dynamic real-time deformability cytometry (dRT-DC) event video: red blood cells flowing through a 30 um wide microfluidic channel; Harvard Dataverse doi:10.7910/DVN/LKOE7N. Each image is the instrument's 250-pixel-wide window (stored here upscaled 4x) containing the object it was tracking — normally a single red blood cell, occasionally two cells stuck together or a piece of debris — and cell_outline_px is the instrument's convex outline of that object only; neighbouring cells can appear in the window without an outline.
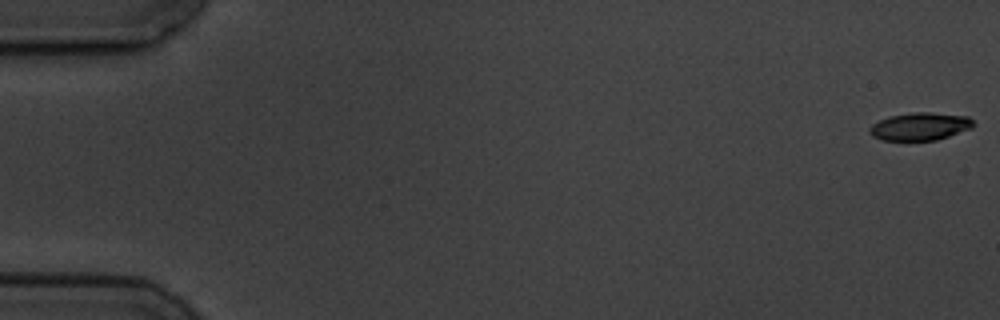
{"species": "common noctule bat (a hibernating species)", "species_latin": "Nyctalus noctula", "temperature_condition": "cold", "stored_images_in_passage": 7, "camera_frame_rate_fps": 3000, "um_per_image_px": 0.085, "animal": {"sex": "male", "body_mass_g": 19.5, "forearm_length_mm": 54.6}, "frame": {"image": 1, "passage_image": 1, "time_ms": 0.0, "image_size_px": [1000, 320], "cell_outline_px": [[976, 124], [972, 128], [936, 140], [880, 140], [872, 136], [868, 132], [868, 128], [872, 124], [888, 116], [912, 112], [928, 112], [968, 116]], "centroid_in_image_um": [78.18, 10.74], "position_along_channel_um": 6.8, "area_um2": 16.88}}
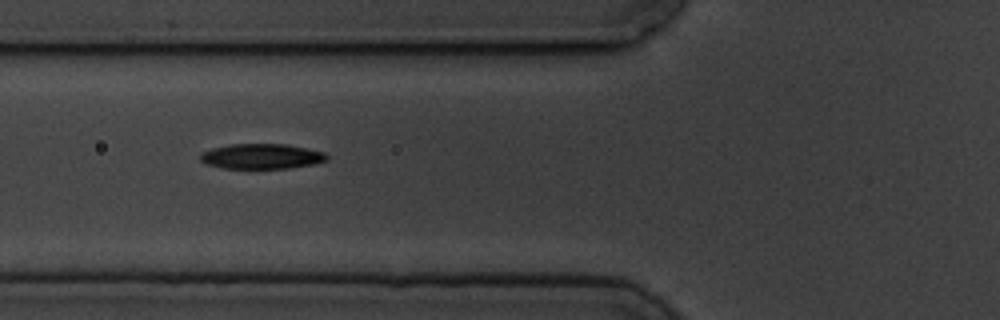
{"frame": {"image": 2, "passage_image": 6, "time_ms": 7.0, "image_size_px": [1000, 320], "cell_outline_px": [[328, 160], [316, 164], [288, 168], [224, 168], [204, 164], [200, 160], [200, 152], [212, 148], [228, 144], [288, 144], [308, 148], [324, 152], [328, 156]], "centroid_in_image_um": [22.23, 13.28], "position_along_channel_um": 103.6, "area_um2": 18.79}}
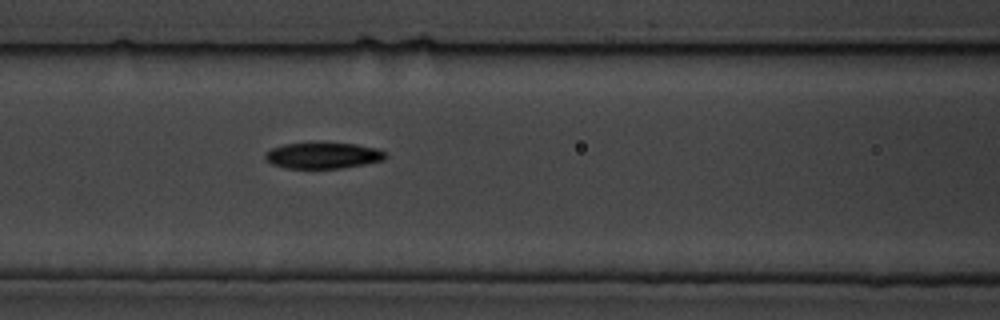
{"frame": {"image": 3, "passage_image": 7, "time_ms": 8.0, "image_size_px": [1000, 320], "cell_outline_px": [[388, 156], [384, 160], [364, 164], [340, 168], [288, 168], [272, 164], [264, 156], [272, 148], [284, 144], [356, 144], [376, 148], [384, 152]], "centroid_in_image_um": [27.49, 13.23], "position_along_channel_um": 139.1, "area_um2": 17.74}}